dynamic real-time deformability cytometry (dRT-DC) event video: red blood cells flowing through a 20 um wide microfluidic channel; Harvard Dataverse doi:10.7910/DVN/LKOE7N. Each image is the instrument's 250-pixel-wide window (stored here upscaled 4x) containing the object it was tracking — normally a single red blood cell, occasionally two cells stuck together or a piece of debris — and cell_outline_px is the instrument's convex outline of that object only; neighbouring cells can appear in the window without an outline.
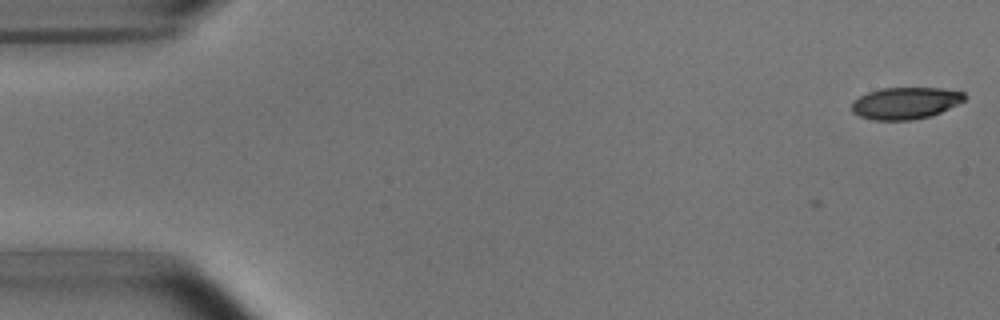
{"species": "common noctule bat (a hibernating species)", "species_latin": "Nyctalus noctula", "temperature_condition": "room temperature", "stored_images_in_passage": 3, "camera_frame_rate_fps": 3000, "um_per_image_px": 0.085, "animal": {"sex": "male", "body_mass_g": 15.6}, "frame": {"image": 1, "passage_image": 1, "time_ms": 0.0, "image_size_px": [1000, 320], "cell_outline_px": [[968, 96], [964, 100], [932, 116], [912, 120], [872, 120], [860, 116], [852, 112], [852, 100], [868, 92], [884, 88], [944, 88], [964, 92]], "centroid_in_image_um": [76.96, 8.76], "position_along_channel_um": 8.0, "area_um2": 20.98}}